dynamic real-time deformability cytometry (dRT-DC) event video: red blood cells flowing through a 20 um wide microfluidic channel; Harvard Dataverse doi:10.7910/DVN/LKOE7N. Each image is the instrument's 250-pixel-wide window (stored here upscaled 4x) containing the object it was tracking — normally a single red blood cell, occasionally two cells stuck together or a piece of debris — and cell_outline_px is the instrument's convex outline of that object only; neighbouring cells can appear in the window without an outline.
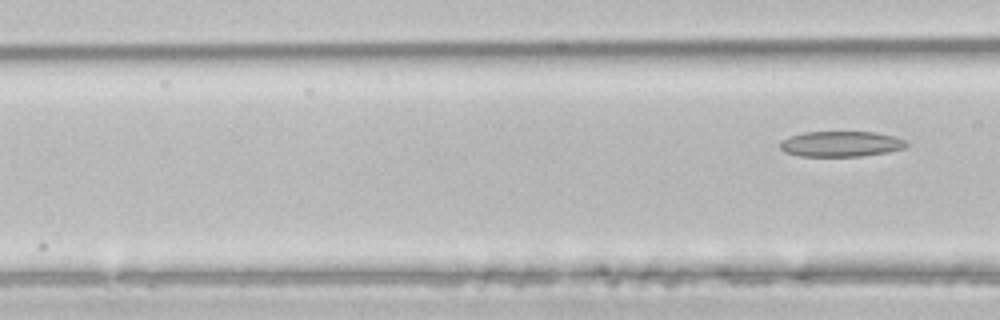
{"species": "common noctule bat (a hibernating species)", "species_latin": "Nyctalus noctula", "temperature_condition": "room temperature", "stored_images_in_passage": 4, "camera_frame_rate_fps": 3000, "um_per_image_px": 0.085, "animal": {"sex": "male", "body_mass_g": 21.5, "forearm_length_mm": 52.0}, "frame": {"image": 1, "passage_image": 4, "time_ms": 1.0, "image_size_px": [1000, 320], "cell_outline_px": [[908, 144], [904, 148], [888, 152], [860, 156], [800, 156], [784, 152], [780, 148], [780, 140], [804, 132], [876, 132], [896, 136], [908, 140]], "centroid_in_image_um": [71.52, 12.23], "position_along_channel_um": 95.1, "area_um2": 18.9}}